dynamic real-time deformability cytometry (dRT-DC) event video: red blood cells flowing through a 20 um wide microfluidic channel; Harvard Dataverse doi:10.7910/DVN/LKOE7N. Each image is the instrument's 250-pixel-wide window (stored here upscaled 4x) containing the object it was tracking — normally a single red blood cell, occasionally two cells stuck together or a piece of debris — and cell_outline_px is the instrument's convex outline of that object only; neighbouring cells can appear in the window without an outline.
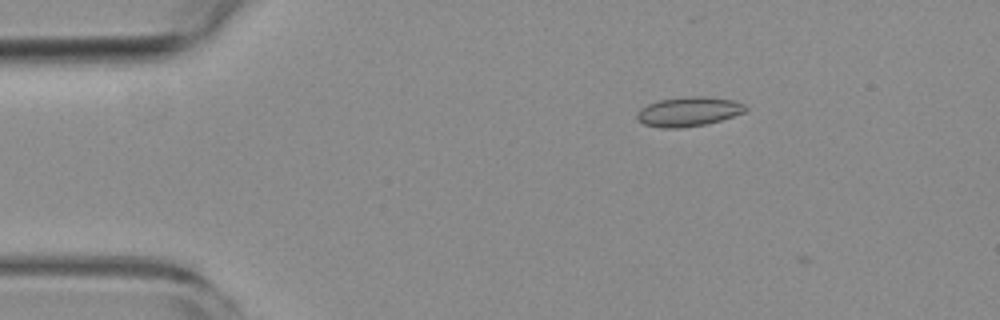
{"species": "common noctule bat (a hibernating species)", "species_latin": "Nyctalus noctula", "temperature_condition": "room temperature", "stored_images_in_passage": 8, "camera_frame_rate_fps": 3000, "um_per_image_px": 0.085, "animal": {"sex": "female", "body_mass_g": 19.3, "forearm_length_mm": 54.1}, "frame": {"image": 1, "passage_image": 7, "time_ms": 2.0, "image_size_px": [1000, 320], "cell_outline_px": [[748, 108], [744, 112], [720, 120], [704, 124], [680, 128], [660, 128], [644, 124], [636, 120], [636, 112], [640, 108], [648, 104], [660, 100], [688, 96], [704, 96], [732, 100], [744, 104]], "centroid_in_image_um": [58.48, 9.49], "position_along_channel_um": 26.5, "area_um2": 18.55}}